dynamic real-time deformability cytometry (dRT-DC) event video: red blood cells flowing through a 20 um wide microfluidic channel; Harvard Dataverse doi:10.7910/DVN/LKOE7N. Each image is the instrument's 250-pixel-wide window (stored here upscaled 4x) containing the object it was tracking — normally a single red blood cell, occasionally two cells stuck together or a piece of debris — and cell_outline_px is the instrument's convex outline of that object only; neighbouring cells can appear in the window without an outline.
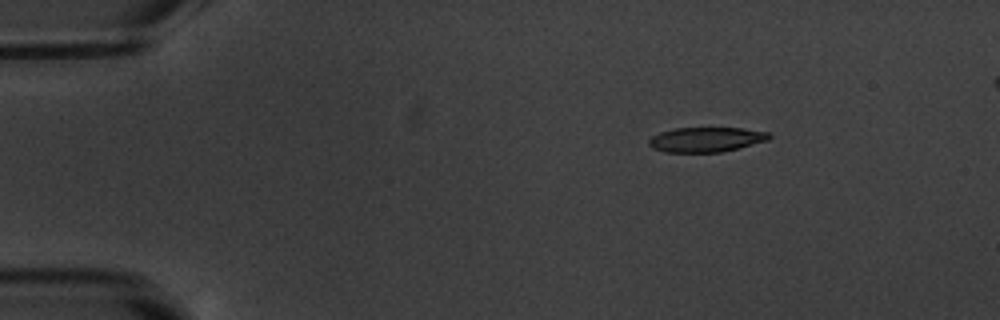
{"species": "common noctule bat (a hibernating species)", "species_latin": "Nyctalus noctula", "temperature_condition": "warm", "stored_images_in_passage": 17, "camera_frame_rate_fps": 3000, "um_per_image_px": 0.085, "animal": {"sex": "male", "body_mass_g": 20.1, "forearm_length_mm": 53.5}, "frame": {"image": 1, "passage_image": 2, "time_ms": 1.333, "image_size_px": [1000, 320], "cell_outline_px": [[772, 136], [768, 140], [720, 152], [664, 152], [652, 148], [648, 144], [648, 140], [652, 136], [660, 132], [676, 128], [744, 128], [768, 132]], "centroid_in_image_um": [59.99, 11.85], "position_along_channel_um": 25.0, "area_um2": 17.28}}
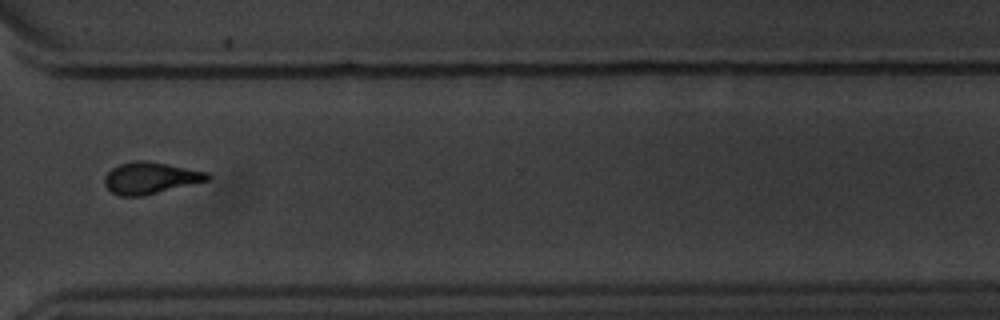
{"frame": {"image": 2, "passage_image": 12, "time_ms": 13.0, "image_size_px": [1000, 320], "cell_outline_px": [[212, 176], [208, 180], [144, 196], [120, 196], [112, 192], [104, 184], [104, 176], [112, 168], [120, 164], [136, 160], [148, 160], [208, 172]], "centroid_in_image_um": [12.77, 15.12], "position_along_channel_um": 357.8, "area_um2": 19.02}}
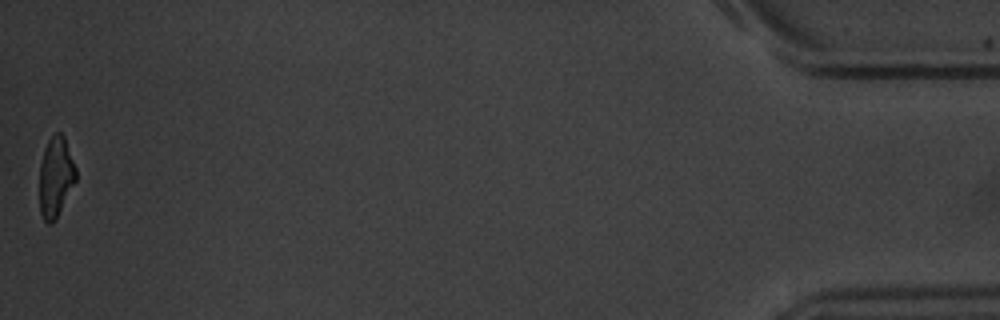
{"frame": {"image": 3, "passage_image": 16, "time_ms": 17.667, "image_size_px": [1000, 320], "cell_outline_px": [[76, 180], [56, 220], [52, 224], [48, 224], [44, 220], [40, 212], [40, 164], [44, 148], [48, 140], [56, 132], [60, 132], [64, 136], [76, 168]], "centroid_in_image_um": [4.73, 15.06], "position_along_channel_um": 430.5, "area_um2": 17.05}, "authors_computed_cell_mechanics": {"area_um2": 18.6694, "velocity_mm_per_s": 3.5079, "shape_relaxation_time_tau1_ms": 9.2616, "shape_relaxation_time_tau2_ms": 3.5801, "deformation_change_tau1": 0.2803, "deformation_change_tau2": 0.103}}